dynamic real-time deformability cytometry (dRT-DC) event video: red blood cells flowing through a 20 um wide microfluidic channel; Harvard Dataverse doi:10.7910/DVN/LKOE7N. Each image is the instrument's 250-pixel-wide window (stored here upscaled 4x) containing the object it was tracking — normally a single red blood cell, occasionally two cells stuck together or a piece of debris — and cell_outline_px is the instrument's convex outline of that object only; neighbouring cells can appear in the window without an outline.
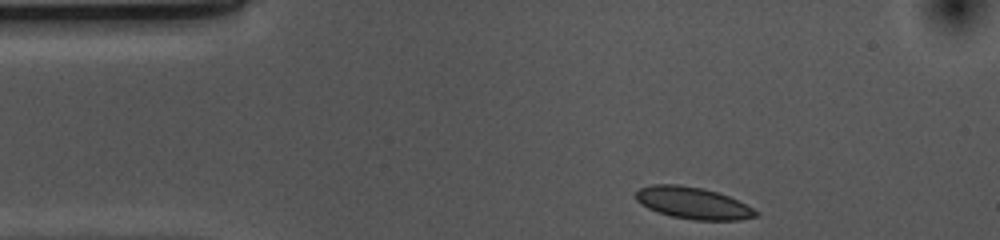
{"species": "common noctule bat (a hibernating species)", "species_latin": "Nyctalus noctula", "temperature_condition": "cold", "stored_images_in_passage": 35, "camera_frame_rate_fps": 3000, "um_per_image_px": 0.085, "animal": {"sex": "female", "body_mass_g": 10.0, "forearm_length_mm": 53.1}, "frame": {"image": 1, "passage_image": 1, "time_ms": 0.0, "image_size_px": [1000, 240], "cell_outline_px": [[760, 212], [756, 216], [740, 220], [692, 220], [672, 216], [656, 212], [648, 208], [636, 200], [636, 192], [640, 188], [652, 184], [676, 184], [700, 188], [716, 192], [728, 196]], "centroid_in_image_um": [58.88, 17.27], "position_along_channel_um": 26.1, "area_um2": 22.02}}
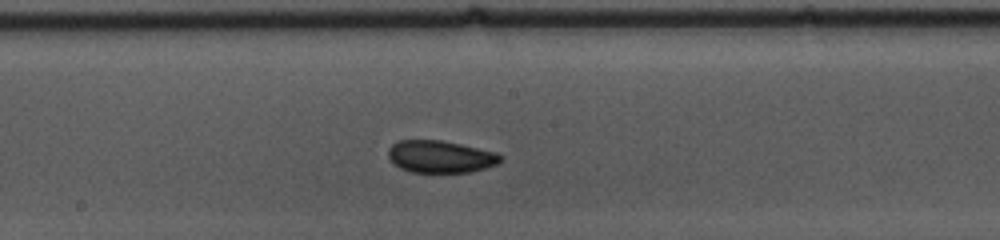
{"frame": {"image": 2, "passage_image": 20, "time_ms": 6.333, "image_size_px": [1000, 240], "cell_outline_px": [[504, 156], [496, 164], [484, 168], [468, 172], [408, 172], [392, 164], [388, 156], [388, 148], [392, 144], [400, 140], [440, 140], [460, 144], [496, 152]], "centroid_in_image_um": [37.39, 13.31], "position_along_channel_um": 210.8, "area_um2": 21.1}}
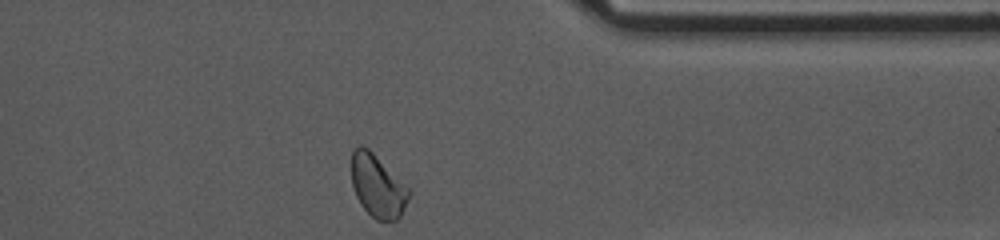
{"frame": {"image": 3, "passage_image": 35, "time_ms": 11.333, "image_size_px": [1000, 240], "cell_outline_px": [[412, 192], [400, 216], [396, 220], [376, 220], [360, 204], [356, 196], [352, 184], [352, 152], [360, 144], [368, 148]], "centroid_in_image_um": [32.09, 15.82], "position_along_channel_um": 379.3, "area_um2": 20.52}, "authors_computed_cell_mechanics": {"area_um2": 21.2704, "velocity_mm_per_s": 3.6422, "shape_relaxation_time_tau1_ms": 9.4443, "shape_relaxation_time_tau2_ms": 9.2858, "deformation_change_tau1": 0.1171, "deformation_change_tau2": 0.1028}}